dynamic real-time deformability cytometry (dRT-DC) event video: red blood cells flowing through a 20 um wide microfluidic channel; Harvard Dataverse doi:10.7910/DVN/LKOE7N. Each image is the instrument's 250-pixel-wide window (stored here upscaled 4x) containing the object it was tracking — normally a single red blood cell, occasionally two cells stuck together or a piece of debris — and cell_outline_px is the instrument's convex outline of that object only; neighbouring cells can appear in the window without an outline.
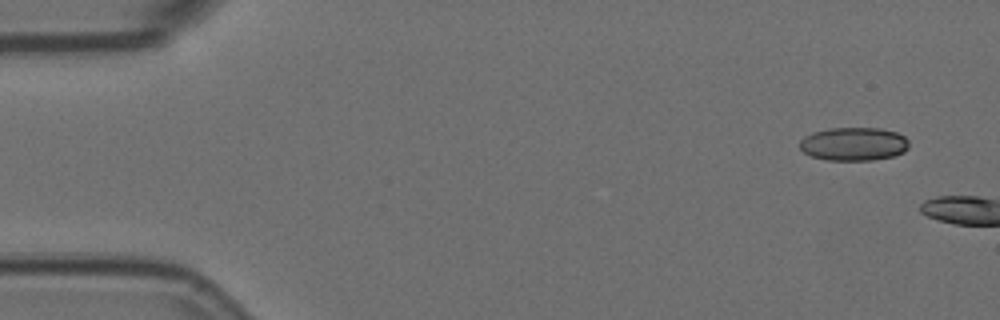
{"species": "Egyptian fruit bat (a non-hibernating species)", "species_latin": "Rousettus aegyptiacus", "temperature_condition": "room temperature", "stored_images_in_passage": 2, "camera_frame_rate_fps": 3000, "um_per_image_px": 0.085, "animal": {"sex": "female"}, "frame": {"image": 1, "passage_image": 1, "time_ms": 0.0, "image_size_px": [1000, 320], "cell_outline_px": [[908, 148], [904, 152], [892, 156], [872, 160], [828, 160], [812, 156], [804, 152], [800, 148], [800, 140], [804, 136], [812, 132], [828, 128], [880, 128], [896, 132], [904, 136], [908, 140]], "centroid_in_image_um": [72.56, 12.23], "position_along_channel_um": 12.4, "area_um2": 21.27}}